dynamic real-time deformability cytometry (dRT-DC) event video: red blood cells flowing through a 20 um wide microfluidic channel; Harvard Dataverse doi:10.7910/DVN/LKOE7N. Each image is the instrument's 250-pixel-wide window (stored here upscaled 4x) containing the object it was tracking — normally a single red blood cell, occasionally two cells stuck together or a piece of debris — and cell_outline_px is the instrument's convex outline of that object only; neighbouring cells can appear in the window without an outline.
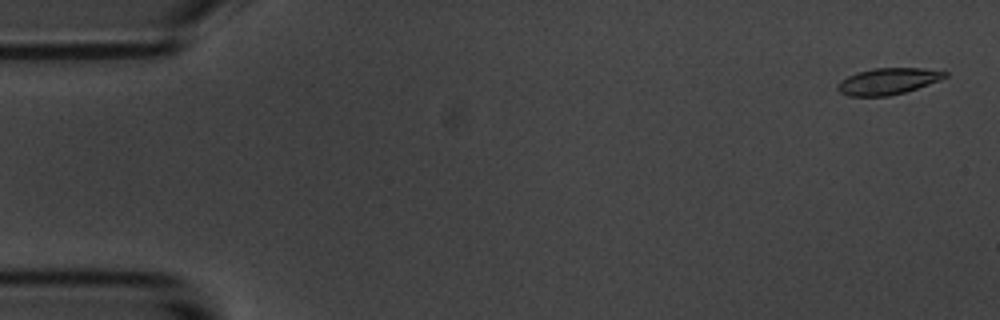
{"species": "common noctule bat (a hibernating species)", "species_latin": "Nyctalus noctula", "temperature_condition": "room temperature", "stored_images_in_passage": 56, "camera_frame_rate_fps": 3000, "um_per_image_px": 0.085, "animal": {"sex": "male", "body_mass_g": 20.1, "forearm_length_mm": 53.5}, "frame": {"image": 1, "passage_image": 2, "time_ms": 0.333, "image_size_px": [1000, 320], "cell_outline_px": [[948, 76], [940, 80], [904, 92], [888, 96], [848, 96], [840, 92], [836, 88], [836, 84], [840, 80], [848, 76], [872, 68], [924, 68], [948, 72]], "centroid_in_image_um": [75.46, 6.9], "position_along_channel_um": 9.5, "area_um2": 16.47}}
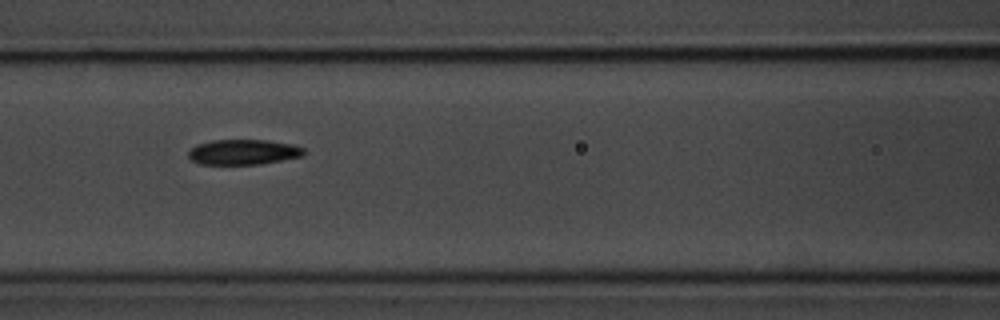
{"frame": {"image": 2, "passage_image": 24, "time_ms": 7.667, "image_size_px": [1000, 320], "cell_outline_px": [[304, 156], [260, 164], [200, 164], [192, 160], [188, 156], [188, 152], [196, 144], [212, 140], [268, 140], [292, 144], [304, 148]], "centroid_in_image_um": [20.69, 12.92], "position_along_channel_um": 145.9, "area_um2": 16.99}}
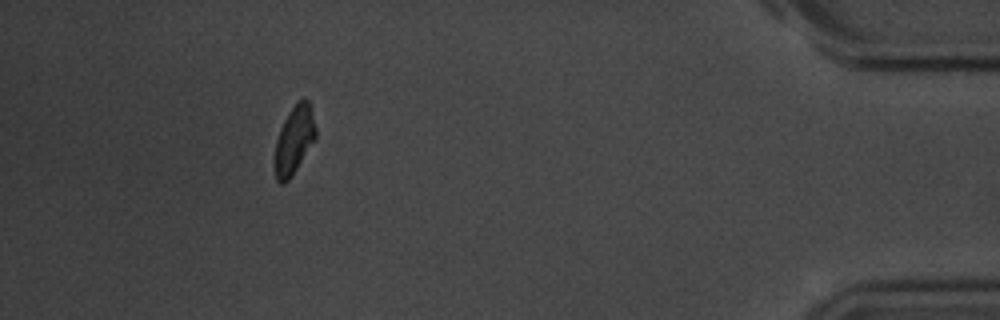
{"frame": {"image": 3, "passage_image": 51, "time_ms": 16.667, "image_size_px": [1000, 320], "cell_outline_px": [[316, 140], [292, 176], [284, 184], [280, 184], [276, 180], [272, 164], [276, 140], [280, 128], [288, 112], [296, 100], [304, 96], [308, 100], [312, 108], [316, 128]], "centroid_in_image_um": [24.99, 11.9], "position_along_channel_um": 410.2, "area_um2": 17.11}, "authors_computed_cell_mechanics": {"area_um2": 17.1377, "velocity_mm_per_s": 3.5818, "shape_relaxation_time_tau1_ms": 3.7555, "shape_relaxation_time_tau2_ms": 5.8911, "deformation_change_tau1": 0.1277, "deformation_change_tau2": 0.1004}}